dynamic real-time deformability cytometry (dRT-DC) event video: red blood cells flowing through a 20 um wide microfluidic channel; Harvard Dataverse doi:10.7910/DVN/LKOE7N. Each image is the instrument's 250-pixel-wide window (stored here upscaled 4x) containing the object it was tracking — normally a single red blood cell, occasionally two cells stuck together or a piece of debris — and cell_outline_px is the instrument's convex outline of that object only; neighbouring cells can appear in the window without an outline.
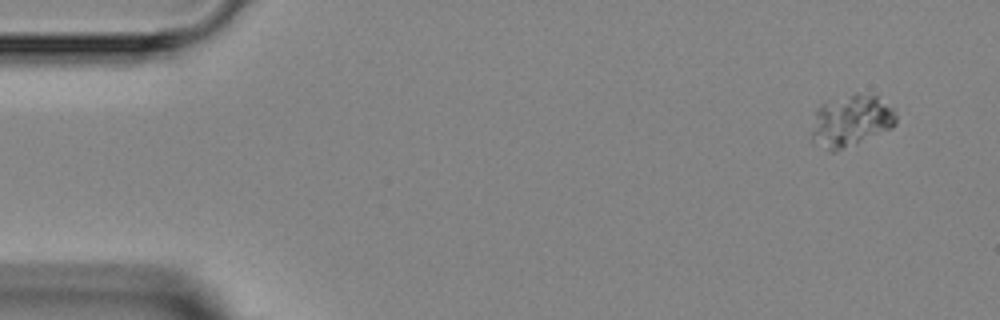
{"species": "Egyptian fruit bat (a non-hibernating species)", "species_latin": "Rousettus aegyptiacus", "temperature_condition": "room temperature", "stored_images_in_passage": 5, "camera_frame_rate_fps": 3000, "um_per_image_px": 0.085, "animal": {"sex": "female"}, "frame": {"image": 1, "passage_image": 1, "time_ms": 0.0, "image_size_px": [1000, 320], "cell_outline_px": [[896, 124], [892, 128], [856, 144], [836, 152], [828, 152], [812, 140], [812, 132], [816, 108], [820, 104], [856, 92], [876, 96], [892, 108], [896, 116]], "centroid_in_image_um": [72.32, 10.29], "position_along_channel_um": 12.7, "area_um2": 25.43}}